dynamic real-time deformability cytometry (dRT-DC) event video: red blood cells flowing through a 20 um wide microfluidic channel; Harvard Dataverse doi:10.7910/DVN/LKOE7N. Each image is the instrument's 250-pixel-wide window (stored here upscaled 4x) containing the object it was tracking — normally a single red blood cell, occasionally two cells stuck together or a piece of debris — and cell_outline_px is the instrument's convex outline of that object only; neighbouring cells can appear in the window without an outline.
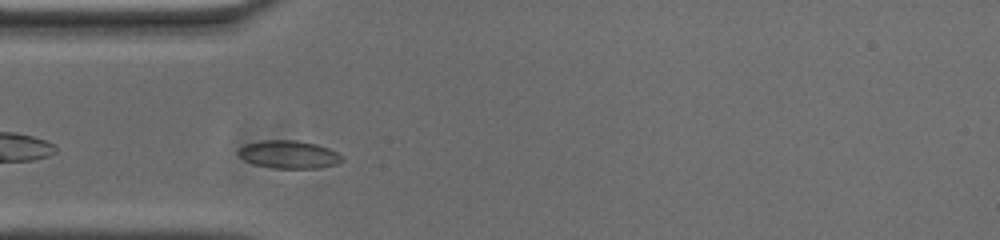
{"species": "common noctule bat (a hibernating species)", "species_latin": "Nyctalus noctula", "temperature_condition": "cold", "stored_images_in_passage": 29, "camera_frame_rate_fps": 3000, "um_per_image_px": 0.085, "animal": {"sex": "male", "body_mass_g": 20.0, "forearm_length_mm": 53.3}, "frame": {"image": 1, "passage_image": 3, "time_ms": 0.667, "image_size_px": [1000, 240], "cell_outline_px": [[344, 160], [336, 164], [320, 168], [272, 168], [252, 164], [244, 160], [240, 156], [240, 148], [248, 144], [264, 140], [296, 140], [316, 144], [328, 148], [344, 156]], "centroid_in_image_um": [24.6, 13.14], "position_along_channel_um": 60.4, "area_um2": 16.76}}
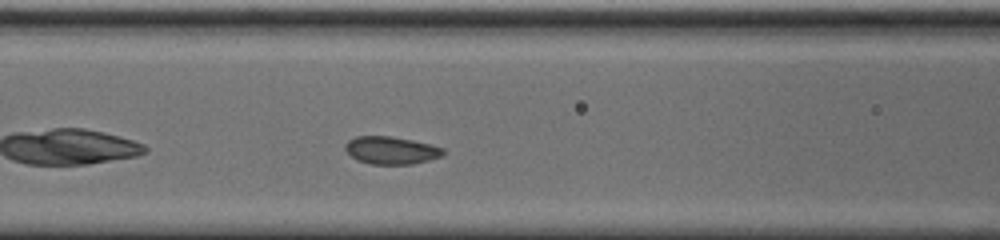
{"frame": {"image": 2, "passage_image": 9, "time_ms": 2.667, "image_size_px": [1000, 240], "cell_outline_px": [[444, 152], [440, 156], [428, 160], [412, 164], [372, 164], [356, 160], [344, 148], [344, 144], [348, 140], [356, 136], [392, 136], [412, 140], [444, 148]], "centroid_in_image_um": [33.2, 12.77], "position_along_channel_um": 133.4, "area_um2": 15.66}}
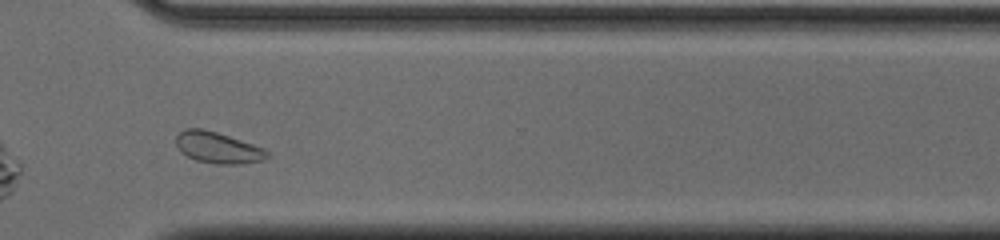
{"frame": {"image": 3, "passage_image": 27, "time_ms": 8.667, "image_size_px": [1000, 240], "cell_outline_px": [[272, 156], [264, 160], [240, 164], [216, 164], [196, 160], [180, 152], [176, 144], [176, 136], [184, 128], [200, 128], [216, 132], [264, 148], [272, 152]], "centroid_in_image_um": [18.55, 12.56], "position_along_channel_um": 352.0, "area_um2": 16.7}}